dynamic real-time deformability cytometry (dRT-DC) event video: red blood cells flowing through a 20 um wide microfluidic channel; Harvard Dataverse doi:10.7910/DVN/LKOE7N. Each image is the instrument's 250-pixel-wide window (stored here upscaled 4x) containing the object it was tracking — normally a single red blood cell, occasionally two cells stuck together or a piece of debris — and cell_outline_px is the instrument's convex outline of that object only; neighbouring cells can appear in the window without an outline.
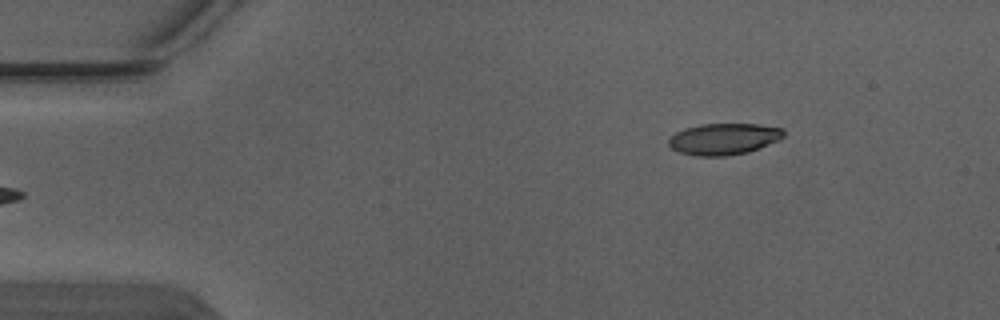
{"species": "Egyptian fruit bat (a non-hibernating species)", "species_latin": "Rousettus aegyptiacus", "temperature_condition": "warm", "stored_images_in_passage": 4, "camera_frame_rate_fps": 3000, "um_per_image_px": 0.085, "animal": {"sex": "male"}, "frame": {"image": 1, "passage_image": 4, "time_ms": 1.0, "image_size_px": [1000, 320], "cell_outline_px": [[784, 136], [780, 140], [748, 152], [724, 156], [696, 156], [680, 152], [672, 148], [668, 144], [668, 140], [676, 132], [684, 128], [700, 124], [760, 124], [784, 128]], "centroid_in_image_um": [61.54, 11.8], "position_along_channel_um": 23.5, "area_um2": 21.15}}